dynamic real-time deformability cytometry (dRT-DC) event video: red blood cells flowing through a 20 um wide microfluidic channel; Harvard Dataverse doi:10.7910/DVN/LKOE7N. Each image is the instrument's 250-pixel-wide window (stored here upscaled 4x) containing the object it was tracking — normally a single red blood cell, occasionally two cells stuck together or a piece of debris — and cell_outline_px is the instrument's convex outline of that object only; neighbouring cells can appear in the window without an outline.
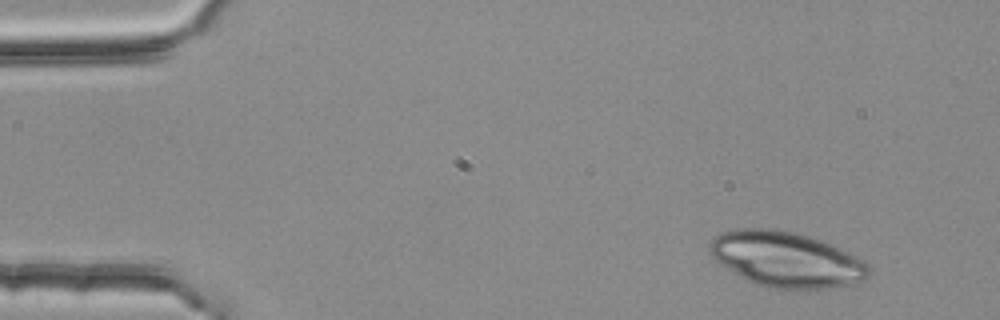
{"species": "common noctule bat (a hibernating species)", "species_latin": "Nyctalus noctula", "temperature_condition": "room temperature", "stored_images_in_passage": 2, "camera_frame_rate_fps": 3000, "um_per_image_px": 0.085, "animal": {"sex": "female", "body_mass_g": 25.1}, "frame": {"image": 1, "passage_image": 1, "time_ms": 0.0, "image_size_px": [1000, 320], "cell_outline_px": [[868, 280], [852, 288], [764, 288], [740, 276], [720, 264], [708, 252], [708, 244], [720, 232], [736, 228], [776, 228], [824, 240], [864, 260], [868, 264]], "centroid_in_image_um": [66.88, 22.06], "position_along_channel_um": 18.1, "area_um2": 52.14}}